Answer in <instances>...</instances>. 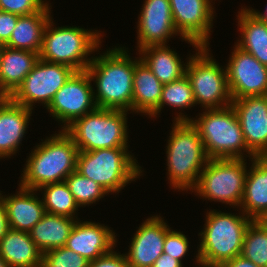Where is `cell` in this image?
<instances>
[{"label": "cell", "instance_id": "7a4b0ae2", "mask_svg": "<svg viewBox=\"0 0 267 267\" xmlns=\"http://www.w3.org/2000/svg\"><path fill=\"white\" fill-rule=\"evenodd\" d=\"M53 135L31 151L19 186L38 190L44 185L65 181L76 170L79 149L75 142L62 129Z\"/></svg>", "mask_w": 267, "mask_h": 267}, {"label": "cell", "instance_id": "7402d4cb", "mask_svg": "<svg viewBox=\"0 0 267 267\" xmlns=\"http://www.w3.org/2000/svg\"><path fill=\"white\" fill-rule=\"evenodd\" d=\"M39 59V53L5 46L0 64V97H10Z\"/></svg>", "mask_w": 267, "mask_h": 267}, {"label": "cell", "instance_id": "e575fe53", "mask_svg": "<svg viewBox=\"0 0 267 267\" xmlns=\"http://www.w3.org/2000/svg\"><path fill=\"white\" fill-rule=\"evenodd\" d=\"M47 4L44 0H0V10L22 16L39 12Z\"/></svg>", "mask_w": 267, "mask_h": 267}, {"label": "cell", "instance_id": "9c48e42d", "mask_svg": "<svg viewBox=\"0 0 267 267\" xmlns=\"http://www.w3.org/2000/svg\"><path fill=\"white\" fill-rule=\"evenodd\" d=\"M208 47L194 49L195 54L188 57L185 74L190 81L196 105L200 104L204 109L223 108L232 103L227 71L209 54Z\"/></svg>", "mask_w": 267, "mask_h": 267}, {"label": "cell", "instance_id": "277c9868", "mask_svg": "<svg viewBox=\"0 0 267 267\" xmlns=\"http://www.w3.org/2000/svg\"><path fill=\"white\" fill-rule=\"evenodd\" d=\"M166 146L167 177L175 190H192L209 158L198 130L190 121H174Z\"/></svg>", "mask_w": 267, "mask_h": 267}, {"label": "cell", "instance_id": "5bb4252c", "mask_svg": "<svg viewBox=\"0 0 267 267\" xmlns=\"http://www.w3.org/2000/svg\"><path fill=\"white\" fill-rule=\"evenodd\" d=\"M234 47L226 65L232 99L267 95V66L237 45Z\"/></svg>", "mask_w": 267, "mask_h": 267}, {"label": "cell", "instance_id": "603a6c76", "mask_svg": "<svg viewBox=\"0 0 267 267\" xmlns=\"http://www.w3.org/2000/svg\"><path fill=\"white\" fill-rule=\"evenodd\" d=\"M0 257L10 267H41L42 252L30 234L9 228L0 240Z\"/></svg>", "mask_w": 267, "mask_h": 267}, {"label": "cell", "instance_id": "f35d334b", "mask_svg": "<svg viewBox=\"0 0 267 267\" xmlns=\"http://www.w3.org/2000/svg\"><path fill=\"white\" fill-rule=\"evenodd\" d=\"M221 267H259L242 255L236 256L230 261L225 262Z\"/></svg>", "mask_w": 267, "mask_h": 267}, {"label": "cell", "instance_id": "f1b7e54d", "mask_svg": "<svg viewBox=\"0 0 267 267\" xmlns=\"http://www.w3.org/2000/svg\"><path fill=\"white\" fill-rule=\"evenodd\" d=\"M37 191L43 193L42 202L45 213L70 218L76 217L75 213H77L79 206L65 181L44 185Z\"/></svg>", "mask_w": 267, "mask_h": 267}, {"label": "cell", "instance_id": "b9f144b4", "mask_svg": "<svg viewBox=\"0 0 267 267\" xmlns=\"http://www.w3.org/2000/svg\"><path fill=\"white\" fill-rule=\"evenodd\" d=\"M0 267H10V266L0 257Z\"/></svg>", "mask_w": 267, "mask_h": 267}, {"label": "cell", "instance_id": "ac0fdd59", "mask_svg": "<svg viewBox=\"0 0 267 267\" xmlns=\"http://www.w3.org/2000/svg\"><path fill=\"white\" fill-rule=\"evenodd\" d=\"M116 241L115 232L104 224L77 220L65 247L93 261L112 251Z\"/></svg>", "mask_w": 267, "mask_h": 267}, {"label": "cell", "instance_id": "2e32d148", "mask_svg": "<svg viewBox=\"0 0 267 267\" xmlns=\"http://www.w3.org/2000/svg\"><path fill=\"white\" fill-rule=\"evenodd\" d=\"M137 25V48L167 44L177 35L170 0H145Z\"/></svg>", "mask_w": 267, "mask_h": 267}, {"label": "cell", "instance_id": "7bdbcfd3", "mask_svg": "<svg viewBox=\"0 0 267 267\" xmlns=\"http://www.w3.org/2000/svg\"><path fill=\"white\" fill-rule=\"evenodd\" d=\"M5 45L0 43V64H1V58H2V53Z\"/></svg>", "mask_w": 267, "mask_h": 267}, {"label": "cell", "instance_id": "6da1fadb", "mask_svg": "<svg viewBox=\"0 0 267 267\" xmlns=\"http://www.w3.org/2000/svg\"><path fill=\"white\" fill-rule=\"evenodd\" d=\"M124 48L107 49L103 55L93 57L86 69L91 81L96 83L97 108L131 110L132 113L133 73L140 57L132 60Z\"/></svg>", "mask_w": 267, "mask_h": 267}, {"label": "cell", "instance_id": "836d02e7", "mask_svg": "<svg viewBox=\"0 0 267 267\" xmlns=\"http://www.w3.org/2000/svg\"><path fill=\"white\" fill-rule=\"evenodd\" d=\"M188 249L189 241L183 232L170 229L166 233L163 253L181 261L189 251Z\"/></svg>", "mask_w": 267, "mask_h": 267}, {"label": "cell", "instance_id": "7c38bea8", "mask_svg": "<svg viewBox=\"0 0 267 267\" xmlns=\"http://www.w3.org/2000/svg\"><path fill=\"white\" fill-rule=\"evenodd\" d=\"M91 82L87 70L75 71L55 93L46 109L53 118L64 123L62 130L77 118L83 117L97 108Z\"/></svg>", "mask_w": 267, "mask_h": 267}, {"label": "cell", "instance_id": "4316f807", "mask_svg": "<svg viewBox=\"0 0 267 267\" xmlns=\"http://www.w3.org/2000/svg\"><path fill=\"white\" fill-rule=\"evenodd\" d=\"M163 84L148 66L139 60L133 73L132 111L150 115L161 99Z\"/></svg>", "mask_w": 267, "mask_h": 267}, {"label": "cell", "instance_id": "74e56055", "mask_svg": "<svg viewBox=\"0 0 267 267\" xmlns=\"http://www.w3.org/2000/svg\"><path fill=\"white\" fill-rule=\"evenodd\" d=\"M182 261H179L168 254L163 253L151 267H182Z\"/></svg>", "mask_w": 267, "mask_h": 267}, {"label": "cell", "instance_id": "4fadbf2b", "mask_svg": "<svg viewBox=\"0 0 267 267\" xmlns=\"http://www.w3.org/2000/svg\"><path fill=\"white\" fill-rule=\"evenodd\" d=\"M212 0H170L173 22L181 39L194 48L208 46L215 14Z\"/></svg>", "mask_w": 267, "mask_h": 267}, {"label": "cell", "instance_id": "83f0119b", "mask_svg": "<svg viewBox=\"0 0 267 267\" xmlns=\"http://www.w3.org/2000/svg\"><path fill=\"white\" fill-rule=\"evenodd\" d=\"M237 17L241 39L236 45L267 66V24L251 14L247 7H242Z\"/></svg>", "mask_w": 267, "mask_h": 267}, {"label": "cell", "instance_id": "f546056e", "mask_svg": "<svg viewBox=\"0 0 267 267\" xmlns=\"http://www.w3.org/2000/svg\"><path fill=\"white\" fill-rule=\"evenodd\" d=\"M241 255L259 267H267V227L261 220L248 225Z\"/></svg>", "mask_w": 267, "mask_h": 267}, {"label": "cell", "instance_id": "e0dca14e", "mask_svg": "<svg viewBox=\"0 0 267 267\" xmlns=\"http://www.w3.org/2000/svg\"><path fill=\"white\" fill-rule=\"evenodd\" d=\"M170 229L160 215L147 218L135 232L125 254L129 267H151L163 254L165 236Z\"/></svg>", "mask_w": 267, "mask_h": 267}, {"label": "cell", "instance_id": "d4e9b609", "mask_svg": "<svg viewBox=\"0 0 267 267\" xmlns=\"http://www.w3.org/2000/svg\"><path fill=\"white\" fill-rule=\"evenodd\" d=\"M140 60L145 63L164 85L185 75L186 66L176 51L166 44L149 45L138 50ZM183 63V64H182Z\"/></svg>", "mask_w": 267, "mask_h": 267}, {"label": "cell", "instance_id": "ee69618b", "mask_svg": "<svg viewBox=\"0 0 267 267\" xmlns=\"http://www.w3.org/2000/svg\"><path fill=\"white\" fill-rule=\"evenodd\" d=\"M261 221L267 227V214L261 219Z\"/></svg>", "mask_w": 267, "mask_h": 267}, {"label": "cell", "instance_id": "5b68a950", "mask_svg": "<svg viewBox=\"0 0 267 267\" xmlns=\"http://www.w3.org/2000/svg\"><path fill=\"white\" fill-rule=\"evenodd\" d=\"M242 214V215H241ZM239 215L210 210L206 213L196 262L222 266L241 255L246 229L252 219L243 212Z\"/></svg>", "mask_w": 267, "mask_h": 267}, {"label": "cell", "instance_id": "30bf717a", "mask_svg": "<svg viewBox=\"0 0 267 267\" xmlns=\"http://www.w3.org/2000/svg\"><path fill=\"white\" fill-rule=\"evenodd\" d=\"M246 159H209L191 190L203 199L240 207L247 175Z\"/></svg>", "mask_w": 267, "mask_h": 267}, {"label": "cell", "instance_id": "9a60e30c", "mask_svg": "<svg viewBox=\"0 0 267 267\" xmlns=\"http://www.w3.org/2000/svg\"><path fill=\"white\" fill-rule=\"evenodd\" d=\"M247 147L256 156L267 154V95L232 99Z\"/></svg>", "mask_w": 267, "mask_h": 267}, {"label": "cell", "instance_id": "484cf974", "mask_svg": "<svg viewBox=\"0 0 267 267\" xmlns=\"http://www.w3.org/2000/svg\"><path fill=\"white\" fill-rule=\"evenodd\" d=\"M78 218L45 213L29 232L32 241L43 253L66 245Z\"/></svg>", "mask_w": 267, "mask_h": 267}, {"label": "cell", "instance_id": "ba28073f", "mask_svg": "<svg viewBox=\"0 0 267 267\" xmlns=\"http://www.w3.org/2000/svg\"><path fill=\"white\" fill-rule=\"evenodd\" d=\"M127 112L96 108L74 120L64 131L72 138L79 151L128 147Z\"/></svg>", "mask_w": 267, "mask_h": 267}, {"label": "cell", "instance_id": "8fae6325", "mask_svg": "<svg viewBox=\"0 0 267 267\" xmlns=\"http://www.w3.org/2000/svg\"><path fill=\"white\" fill-rule=\"evenodd\" d=\"M74 72L75 70L67 65L39 59L10 98L15 103L32 110L33 105L39 102L47 108L55 93Z\"/></svg>", "mask_w": 267, "mask_h": 267}, {"label": "cell", "instance_id": "cb8c5ba5", "mask_svg": "<svg viewBox=\"0 0 267 267\" xmlns=\"http://www.w3.org/2000/svg\"><path fill=\"white\" fill-rule=\"evenodd\" d=\"M50 7L48 3L39 12L19 16L11 38L5 46L39 53L45 27L51 18Z\"/></svg>", "mask_w": 267, "mask_h": 267}, {"label": "cell", "instance_id": "d590c367", "mask_svg": "<svg viewBox=\"0 0 267 267\" xmlns=\"http://www.w3.org/2000/svg\"><path fill=\"white\" fill-rule=\"evenodd\" d=\"M88 267H129L125 254L112 250L109 253L90 261Z\"/></svg>", "mask_w": 267, "mask_h": 267}, {"label": "cell", "instance_id": "44dd1931", "mask_svg": "<svg viewBox=\"0 0 267 267\" xmlns=\"http://www.w3.org/2000/svg\"><path fill=\"white\" fill-rule=\"evenodd\" d=\"M251 163L240 210L252 220H261L267 214V158L255 156Z\"/></svg>", "mask_w": 267, "mask_h": 267}, {"label": "cell", "instance_id": "ab89813d", "mask_svg": "<svg viewBox=\"0 0 267 267\" xmlns=\"http://www.w3.org/2000/svg\"><path fill=\"white\" fill-rule=\"evenodd\" d=\"M9 229L5 205L0 198V240Z\"/></svg>", "mask_w": 267, "mask_h": 267}, {"label": "cell", "instance_id": "ffe728a7", "mask_svg": "<svg viewBox=\"0 0 267 267\" xmlns=\"http://www.w3.org/2000/svg\"><path fill=\"white\" fill-rule=\"evenodd\" d=\"M17 194L3 196L0 192L9 228L29 233L45 214L42 199L35 194L37 190L19 186Z\"/></svg>", "mask_w": 267, "mask_h": 267}, {"label": "cell", "instance_id": "d6986e66", "mask_svg": "<svg viewBox=\"0 0 267 267\" xmlns=\"http://www.w3.org/2000/svg\"><path fill=\"white\" fill-rule=\"evenodd\" d=\"M32 109L0 97V158L14 155L28 128Z\"/></svg>", "mask_w": 267, "mask_h": 267}, {"label": "cell", "instance_id": "d6a6232c", "mask_svg": "<svg viewBox=\"0 0 267 267\" xmlns=\"http://www.w3.org/2000/svg\"><path fill=\"white\" fill-rule=\"evenodd\" d=\"M86 258L63 246L42 254L41 267H88Z\"/></svg>", "mask_w": 267, "mask_h": 267}, {"label": "cell", "instance_id": "4dcf8cb0", "mask_svg": "<svg viewBox=\"0 0 267 267\" xmlns=\"http://www.w3.org/2000/svg\"><path fill=\"white\" fill-rule=\"evenodd\" d=\"M165 104L174 107L175 110L191 108L196 105L186 74L178 80L163 85L159 106L149 115V118L157 117L156 115H159Z\"/></svg>", "mask_w": 267, "mask_h": 267}, {"label": "cell", "instance_id": "8d00e7d4", "mask_svg": "<svg viewBox=\"0 0 267 267\" xmlns=\"http://www.w3.org/2000/svg\"><path fill=\"white\" fill-rule=\"evenodd\" d=\"M19 15L0 10V43L6 44L11 38Z\"/></svg>", "mask_w": 267, "mask_h": 267}, {"label": "cell", "instance_id": "1f68e13d", "mask_svg": "<svg viewBox=\"0 0 267 267\" xmlns=\"http://www.w3.org/2000/svg\"><path fill=\"white\" fill-rule=\"evenodd\" d=\"M65 182L79 207L89 206L108 194L101 185L76 170L66 177Z\"/></svg>", "mask_w": 267, "mask_h": 267}, {"label": "cell", "instance_id": "8992f818", "mask_svg": "<svg viewBox=\"0 0 267 267\" xmlns=\"http://www.w3.org/2000/svg\"><path fill=\"white\" fill-rule=\"evenodd\" d=\"M52 20L51 17L43 33L40 59L67 65L75 71L86 70L93 58L88 56L101 45V33L82 27H53Z\"/></svg>", "mask_w": 267, "mask_h": 267}, {"label": "cell", "instance_id": "60d3db41", "mask_svg": "<svg viewBox=\"0 0 267 267\" xmlns=\"http://www.w3.org/2000/svg\"><path fill=\"white\" fill-rule=\"evenodd\" d=\"M250 12H251V14H253L257 19H259L260 21H262V22H264V23H266L267 24V7H266V10L263 12V13H261L260 11H256V10H254V9H251V8H249L248 9Z\"/></svg>", "mask_w": 267, "mask_h": 267}, {"label": "cell", "instance_id": "3957f363", "mask_svg": "<svg viewBox=\"0 0 267 267\" xmlns=\"http://www.w3.org/2000/svg\"><path fill=\"white\" fill-rule=\"evenodd\" d=\"M197 119L177 114L174 121H190L198 130L209 159H244L246 152L250 160L256 155L247 147L242 128L231 105L223 108L203 109ZM244 154V155H243Z\"/></svg>", "mask_w": 267, "mask_h": 267}, {"label": "cell", "instance_id": "f6af8a7d", "mask_svg": "<svg viewBox=\"0 0 267 267\" xmlns=\"http://www.w3.org/2000/svg\"><path fill=\"white\" fill-rule=\"evenodd\" d=\"M198 265L200 266L201 265V267L203 266V267H221V266H215V265H206V264H203V263H198Z\"/></svg>", "mask_w": 267, "mask_h": 267}, {"label": "cell", "instance_id": "52a82bcc", "mask_svg": "<svg viewBox=\"0 0 267 267\" xmlns=\"http://www.w3.org/2000/svg\"><path fill=\"white\" fill-rule=\"evenodd\" d=\"M127 148L79 151L76 171L101 185L108 194L119 193L142 173L141 166Z\"/></svg>", "mask_w": 267, "mask_h": 267}]
</instances>
